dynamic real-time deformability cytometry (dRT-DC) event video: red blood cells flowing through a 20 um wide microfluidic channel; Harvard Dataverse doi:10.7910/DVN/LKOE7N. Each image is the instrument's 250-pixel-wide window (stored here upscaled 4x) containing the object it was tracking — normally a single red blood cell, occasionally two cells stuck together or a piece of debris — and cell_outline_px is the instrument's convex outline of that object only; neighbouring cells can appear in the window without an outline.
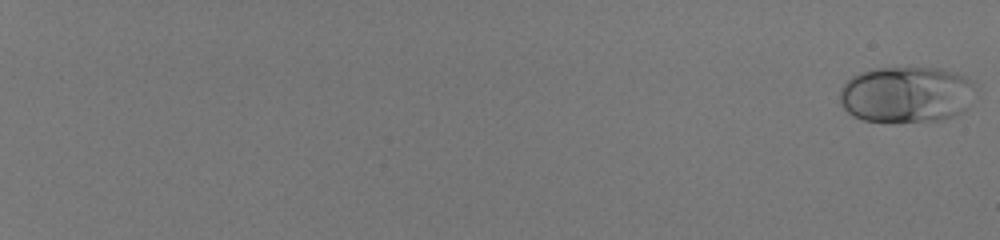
{"species": "human", "species_latin": "Homo sapiens", "temperature_condition": "room temperature", "stored_images_in_passage": 19, "camera_frame_rate_fps": 3000, "um_per_image_px": 0.085, "donor": {"sex": "male"}, "frame": {"image": 1, "passage_image": 1, "time_ms": 0.0, "image_size_px": [1000, 240], "cell_outline_px": [[976, 80], [972, 104], [964, 112], [940, 120], [864, 120], [852, 116], [840, 104], [840, 88], [852, 76], [860, 72], [876, 68], [940, 68], [956, 72]], "centroid_in_image_um": [77.1, 8.0], "position_along_channel_um": 7.9, "area_um2": 44.68}}